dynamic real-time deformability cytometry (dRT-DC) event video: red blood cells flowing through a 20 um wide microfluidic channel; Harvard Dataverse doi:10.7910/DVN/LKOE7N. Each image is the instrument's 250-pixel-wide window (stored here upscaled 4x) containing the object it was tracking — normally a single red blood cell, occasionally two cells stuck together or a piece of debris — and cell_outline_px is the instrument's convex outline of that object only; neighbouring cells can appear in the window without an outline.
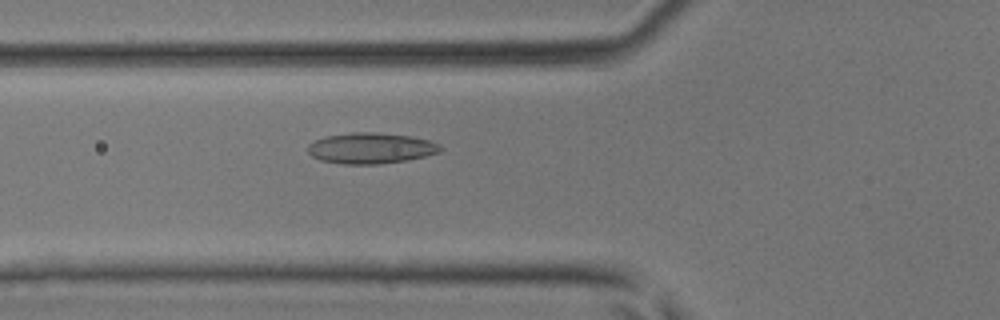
{"species": "common noctule bat (a hibernating species)", "species_latin": "Nyctalus noctula", "temperature_condition": "room temperature", "stored_images_in_passage": 39, "camera_frame_rate_fps": 3000, "um_per_image_px": 0.085, "animal": {"sex": "male", "body_mass_g": 17.9, "forearm_length_mm": 54.2}, "frame": {"image": 1, "passage_image": 11, "time_ms": 3.333, "image_size_px": [1000, 320], "cell_outline_px": [[444, 148], [440, 152], [408, 160], [380, 164], [344, 164], [320, 160], [312, 156], [308, 152], [308, 144], [316, 140], [328, 136], [352, 132], [376, 132], [412, 136], [428, 140], [440, 144]], "centroid_in_image_um": [31.55, 12.59], "position_along_channel_um": 94.2, "area_um2": 23.87}}
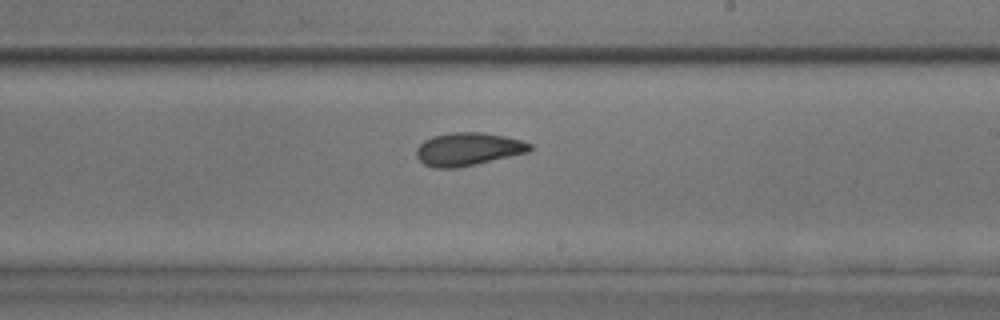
{"frame": {"image": 2, "passage_image": 21, "time_ms": 6.667, "image_size_px": [1000, 320], "cell_outline_px": [[532, 148], [528, 152], [476, 164], [456, 168], [432, 168], [424, 164], [416, 156], [416, 148], [424, 140], [432, 136], [452, 132], [480, 132], [504, 136], [520, 140], [532, 144]], "centroid_in_image_um": [39.75, 12.68], "position_along_channel_um": 249.2, "area_um2": 21.79}}
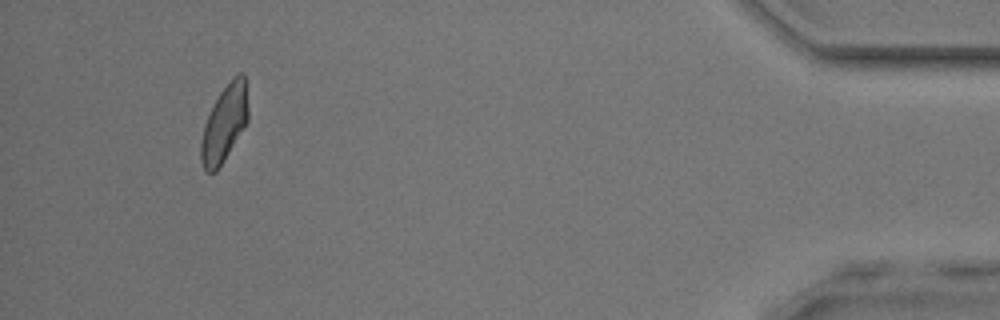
{"frame": {"image": 3, "passage_image": 36, "time_ms": 11.667, "image_size_px": [1000, 320], "cell_outline_px": [[248, 120], [224, 160], [216, 172], [204, 172], [200, 160], [200, 144], [204, 124], [220, 92], [232, 76], [240, 72], [244, 72], [248, 108]], "centroid_in_image_um": [19.06, 10.5], "position_along_channel_um": 416.1, "area_um2": 20.98}}